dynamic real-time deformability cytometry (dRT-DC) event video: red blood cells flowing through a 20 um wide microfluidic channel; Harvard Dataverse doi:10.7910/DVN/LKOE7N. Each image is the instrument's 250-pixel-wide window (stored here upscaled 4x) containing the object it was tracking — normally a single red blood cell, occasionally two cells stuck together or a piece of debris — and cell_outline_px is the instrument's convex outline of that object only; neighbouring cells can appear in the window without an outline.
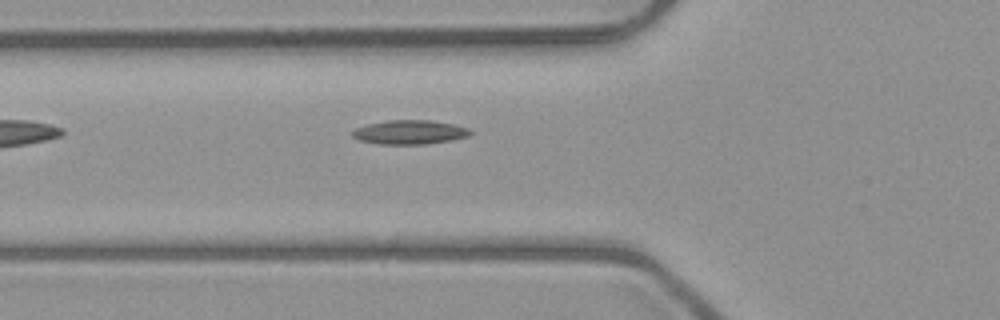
{"species": "common noctule bat (a hibernating species)", "species_latin": "Nyctalus noctula", "temperature_condition": "room temperature", "stored_images_in_passage": 3, "camera_frame_rate_fps": 3000, "um_per_image_px": 0.085, "animal": {"sex": "male", "body_mass_g": 23.1, "forearm_length_mm": 52.7}, "frame": {"image": 1, "passage_image": 3, "time_ms": 3.0, "image_size_px": [1000, 320], "cell_outline_px": [[472, 132], [468, 136], [452, 140], [428, 144], [380, 144], [360, 140], [352, 136], [352, 132], [356, 128], [368, 124], [388, 120], [432, 120], [452, 124], [468, 128]], "centroid_in_image_um": [34.84, 11.24], "position_along_channel_um": 91.0, "area_um2": 16.47}}